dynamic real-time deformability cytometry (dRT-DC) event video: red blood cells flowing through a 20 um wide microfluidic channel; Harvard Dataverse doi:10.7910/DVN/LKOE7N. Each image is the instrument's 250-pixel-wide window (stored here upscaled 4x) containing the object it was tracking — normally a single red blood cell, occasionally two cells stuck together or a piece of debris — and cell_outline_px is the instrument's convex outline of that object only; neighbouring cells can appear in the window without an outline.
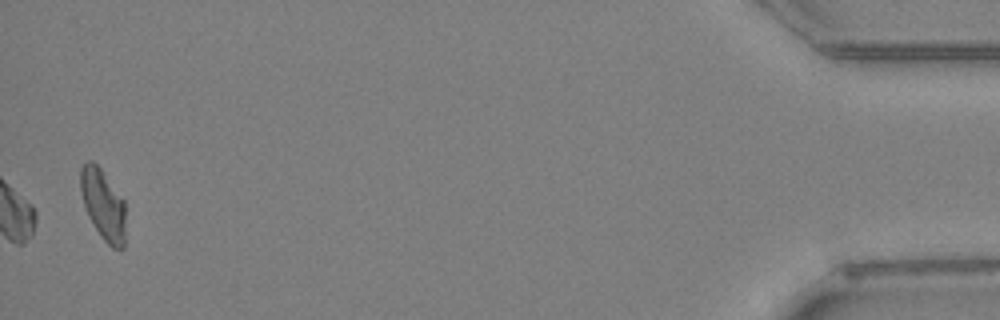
{"species": "Egyptian fruit bat (a non-hibernating species)", "species_latin": "Rousettus aegyptiacus", "temperature_condition": "warm", "stored_images_in_passage": 41, "camera_frame_rate_fps": 3000, "um_per_image_px": 0.085, "animal": {"sex": "female"}, "frame": {"image": 1, "passage_image": 41, "time_ms": 13.333, "image_size_px": [1000, 320], "cell_outline_px": [[124, 248], [112, 248], [104, 240], [96, 228], [84, 204], [80, 192], [80, 168], [88, 160], [92, 160], [100, 168], [124, 200]], "centroid_in_image_um": [8.76, 17.35], "position_along_channel_um": 426.4, "area_um2": 18.09}}